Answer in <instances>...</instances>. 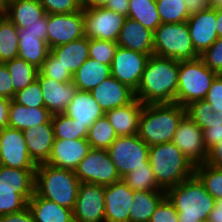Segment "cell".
I'll list each match as a JSON object with an SVG mask.
<instances>
[{
  "mask_svg": "<svg viewBox=\"0 0 222 222\" xmlns=\"http://www.w3.org/2000/svg\"><path fill=\"white\" fill-rule=\"evenodd\" d=\"M179 61L152 55L149 57L135 97L142 104L175 103Z\"/></svg>",
  "mask_w": 222,
  "mask_h": 222,
  "instance_id": "obj_1",
  "label": "cell"
},
{
  "mask_svg": "<svg viewBox=\"0 0 222 222\" xmlns=\"http://www.w3.org/2000/svg\"><path fill=\"white\" fill-rule=\"evenodd\" d=\"M186 107L177 103L144 104L138 136L148 145L172 142Z\"/></svg>",
  "mask_w": 222,
  "mask_h": 222,
  "instance_id": "obj_2",
  "label": "cell"
},
{
  "mask_svg": "<svg viewBox=\"0 0 222 222\" xmlns=\"http://www.w3.org/2000/svg\"><path fill=\"white\" fill-rule=\"evenodd\" d=\"M165 192L178 211L179 222H207L216 201L195 174Z\"/></svg>",
  "mask_w": 222,
  "mask_h": 222,
  "instance_id": "obj_3",
  "label": "cell"
},
{
  "mask_svg": "<svg viewBox=\"0 0 222 222\" xmlns=\"http://www.w3.org/2000/svg\"><path fill=\"white\" fill-rule=\"evenodd\" d=\"M148 159L157 184L165 191L195 173V166L173 142L149 146Z\"/></svg>",
  "mask_w": 222,
  "mask_h": 222,
  "instance_id": "obj_4",
  "label": "cell"
},
{
  "mask_svg": "<svg viewBox=\"0 0 222 222\" xmlns=\"http://www.w3.org/2000/svg\"><path fill=\"white\" fill-rule=\"evenodd\" d=\"M80 181L75 172L42 163L35 171V193L73 210Z\"/></svg>",
  "mask_w": 222,
  "mask_h": 222,
  "instance_id": "obj_5",
  "label": "cell"
},
{
  "mask_svg": "<svg viewBox=\"0 0 222 222\" xmlns=\"http://www.w3.org/2000/svg\"><path fill=\"white\" fill-rule=\"evenodd\" d=\"M216 75L200 58L179 61L175 103L186 107L191 102L205 99Z\"/></svg>",
  "mask_w": 222,
  "mask_h": 222,
  "instance_id": "obj_6",
  "label": "cell"
},
{
  "mask_svg": "<svg viewBox=\"0 0 222 222\" xmlns=\"http://www.w3.org/2000/svg\"><path fill=\"white\" fill-rule=\"evenodd\" d=\"M154 55L177 61L199 58L190 37L187 21L182 23H162L153 32Z\"/></svg>",
  "mask_w": 222,
  "mask_h": 222,
  "instance_id": "obj_7",
  "label": "cell"
},
{
  "mask_svg": "<svg viewBox=\"0 0 222 222\" xmlns=\"http://www.w3.org/2000/svg\"><path fill=\"white\" fill-rule=\"evenodd\" d=\"M107 151L121 179L138 167L150 165L149 146L138 134L117 137Z\"/></svg>",
  "mask_w": 222,
  "mask_h": 222,
  "instance_id": "obj_8",
  "label": "cell"
},
{
  "mask_svg": "<svg viewBox=\"0 0 222 222\" xmlns=\"http://www.w3.org/2000/svg\"><path fill=\"white\" fill-rule=\"evenodd\" d=\"M80 182L108 186L121 179L105 149L91 148L74 170Z\"/></svg>",
  "mask_w": 222,
  "mask_h": 222,
  "instance_id": "obj_9",
  "label": "cell"
},
{
  "mask_svg": "<svg viewBox=\"0 0 222 222\" xmlns=\"http://www.w3.org/2000/svg\"><path fill=\"white\" fill-rule=\"evenodd\" d=\"M85 36L88 39L118 41L126 16L107 9H83Z\"/></svg>",
  "mask_w": 222,
  "mask_h": 222,
  "instance_id": "obj_10",
  "label": "cell"
},
{
  "mask_svg": "<svg viewBox=\"0 0 222 222\" xmlns=\"http://www.w3.org/2000/svg\"><path fill=\"white\" fill-rule=\"evenodd\" d=\"M149 57L147 54L118 46L110 66L111 75L136 91Z\"/></svg>",
  "mask_w": 222,
  "mask_h": 222,
  "instance_id": "obj_11",
  "label": "cell"
},
{
  "mask_svg": "<svg viewBox=\"0 0 222 222\" xmlns=\"http://www.w3.org/2000/svg\"><path fill=\"white\" fill-rule=\"evenodd\" d=\"M72 211L74 222H105L104 186L80 182Z\"/></svg>",
  "mask_w": 222,
  "mask_h": 222,
  "instance_id": "obj_12",
  "label": "cell"
},
{
  "mask_svg": "<svg viewBox=\"0 0 222 222\" xmlns=\"http://www.w3.org/2000/svg\"><path fill=\"white\" fill-rule=\"evenodd\" d=\"M172 142L194 166L205 163L208 151L203 130L187 114L178 124Z\"/></svg>",
  "mask_w": 222,
  "mask_h": 222,
  "instance_id": "obj_13",
  "label": "cell"
},
{
  "mask_svg": "<svg viewBox=\"0 0 222 222\" xmlns=\"http://www.w3.org/2000/svg\"><path fill=\"white\" fill-rule=\"evenodd\" d=\"M85 36L83 9L67 14H48L47 43L51 48Z\"/></svg>",
  "mask_w": 222,
  "mask_h": 222,
  "instance_id": "obj_14",
  "label": "cell"
},
{
  "mask_svg": "<svg viewBox=\"0 0 222 222\" xmlns=\"http://www.w3.org/2000/svg\"><path fill=\"white\" fill-rule=\"evenodd\" d=\"M0 165L17 169H36L30 158L23 132L5 127L1 130Z\"/></svg>",
  "mask_w": 222,
  "mask_h": 222,
  "instance_id": "obj_15",
  "label": "cell"
},
{
  "mask_svg": "<svg viewBox=\"0 0 222 222\" xmlns=\"http://www.w3.org/2000/svg\"><path fill=\"white\" fill-rule=\"evenodd\" d=\"M186 114L203 130L207 151L222 140V114L215 113L205 99L191 102L186 106Z\"/></svg>",
  "mask_w": 222,
  "mask_h": 222,
  "instance_id": "obj_16",
  "label": "cell"
},
{
  "mask_svg": "<svg viewBox=\"0 0 222 222\" xmlns=\"http://www.w3.org/2000/svg\"><path fill=\"white\" fill-rule=\"evenodd\" d=\"M216 9L209 6L187 19L190 37L196 53L200 56L218 39Z\"/></svg>",
  "mask_w": 222,
  "mask_h": 222,
  "instance_id": "obj_17",
  "label": "cell"
},
{
  "mask_svg": "<svg viewBox=\"0 0 222 222\" xmlns=\"http://www.w3.org/2000/svg\"><path fill=\"white\" fill-rule=\"evenodd\" d=\"M134 191L120 179L104 186L105 222H129Z\"/></svg>",
  "mask_w": 222,
  "mask_h": 222,
  "instance_id": "obj_18",
  "label": "cell"
},
{
  "mask_svg": "<svg viewBox=\"0 0 222 222\" xmlns=\"http://www.w3.org/2000/svg\"><path fill=\"white\" fill-rule=\"evenodd\" d=\"M37 79L43 94L45 108L52 114H63L67 106L78 91V88L71 82H58L49 77H44L38 72Z\"/></svg>",
  "mask_w": 222,
  "mask_h": 222,
  "instance_id": "obj_19",
  "label": "cell"
},
{
  "mask_svg": "<svg viewBox=\"0 0 222 222\" xmlns=\"http://www.w3.org/2000/svg\"><path fill=\"white\" fill-rule=\"evenodd\" d=\"M90 149L87 139H54L46 164L74 171Z\"/></svg>",
  "mask_w": 222,
  "mask_h": 222,
  "instance_id": "obj_20",
  "label": "cell"
},
{
  "mask_svg": "<svg viewBox=\"0 0 222 222\" xmlns=\"http://www.w3.org/2000/svg\"><path fill=\"white\" fill-rule=\"evenodd\" d=\"M90 93L104 112L125 106L136 98L134 90L120 83L112 75L92 89Z\"/></svg>",
  "mask_w": 222,
  "mask_h": 222,
  "instance_id": "obj_21",
  "label": "cell"
},
{
  "mask_svg": "<svg viewBox=\"0 0 222 222\" xmlns=\"http://www.w3.org/2000/svg\"><path fill=\"white\" fill-rule=\"evenodd\" d=\"M22 132L30 158L36 165L46 163L55 139L52 121L32 126Z\"/></svg>",
  "mask_w": 222,
  "mask_h": 222,
  "instance_id": "obj_22",
  "label": "cell"
},
{
  "mask_svg": "<svg viewBox=\"0 0 222 222\" xmlns=\"http://www.w3.org/2000/svg\"><path fill=\"white\" fill-rule=\"evenodd\" d=\"M153 32L142 24L126 18L117 41L119 47L152 56L154 54Z\"/></svg>",
  "mask_w": 222,
  "mask_h": 222,
  "instance_id": "obj_23",
  "label": "cell"
},
{
  "mask_svg": "<svg viewBox=\"0 0 222 222\" xmlns=\"http://www.w3.org/2000/svg\"><path fill=\"white\" fill-rule=\"evenodd\" d=\"M143 105L137 98L131 103L105 112L117 136L137 135Z\"/></svg>",
  "mask_w": 222,
  "mask_h": 222,
  "instance_id": "obj_24",
  "label": "cell"
},
{
  "mask_svg": "<svg viewBox=\"0 0 222 222\" xmlns=\"http://www.w3.org/2000/svg\"><path fill=\"white\" fill-rule=\"evenodd\" d=\"M1 10L18 29L29 27L45 14L39 0H8Z\"/></svg>",
  "mask_w": 222,
  "mask_h": 222,
  "instance_id": "obj_25",
  "label": "cell"
},
{
  "mask_svg": "<svg viewBox=\"0 0 222 222\" xmlns=\"http://www.w3.org/2000/svg\"><path fill=\"white\" fill-rule=\"evenodd\" d=\"M65 114L89 128L97 119L103 117L105 112L89 91L78 90Z\"/></svg>",
  "mask_w": 222,
  "mask_h": 222,
  "instance_id": "obj_26",
  "label": "cell"
},
{
  "mask_svg": "<svg viewBox=\"0 0 222 222\" xmlns=\"http://www.w3.org/2000/svg\"><path fill=\"white\" fill-rule=\"evenodd\" d=\"M52 114L45 107H27L10 100L8 108V127L21 131L35 125L49 123Z\"/></svg>",
  "mask_w": 222,
  "mask_h": 222,
  "instance_id": "obj_27",
  "label": "cell"
},
{
  "mask_svg": "<svg viewBox=\"0 0 222 222\" xmlns=\"http://www.w3.org/2000/svg\"><path fill=\"white\" fill-rule=\"evenodd\" d=\"M50 52L65 70L72 75L89 58V39L84 36L61 46L53 47Z\"/></svg>",
  "mask_w": 222,
  "mask_h": 222,
  "instance_id": "obj_28",
  "label": "cell"
},
{
  "mask_svg": "<svg viewBox=\"0 0 222 222\" xmlns=\"http://www.w3.org/2000/svg\"><path fill=\"white\" fill-rule=\"evenodd\" d=\"M28 208L35 222H74L71 209L39 197L36 193L28 200Z\"/></svg>",
  "mask_w": 222,
  "mask_h": 222,
  "instance_id": "obj_29",
  "label": "cell"
},
{
  "mask_svg": "<svg viewBox=\"0 0 222 222\" xmlns=\"http://www.w3.org/2000/svg\"><path fill=\"white\" fill-rule=\"evenodd\" d=\"M18 38V58L40 69L50 53L47 40L42 35L24 34L21 29H18Z\"/></svg>",
  "mask_w": 222,
  "mask_h": 222,
  "instance_id": "obj_30",
  "label": "cell"
},
{
  "mask_svg": "<svg viewBox=\"0 0 222 222\" xmlns=\"http://www.w3.org/2000/svg\"><path fill=\"white\" fill-rule=\"evenodd\" d=\"M110 66L89 57L74 73L73 83L78 90L90 92L111 76Z\"/></svg>",
  "mask_w": 222,
  "mask_h": 222,
  "instance_id": "obj_31",
  "label": "cell"
},
{
  "mask_svg": "<svg viewBox=\"0 0 222 222\" xmlns=\"http://www.w3.org/2000/svg\"><path fill=\"white\" fill-rule=\"evenodd\" d=\"M165 197V191H134L129 222H149L156 207Z\"/></svg>",
  "mask_w": 222,
  "mask_h": 222,
  "instance_id": "obj_32",
  "label": "cell"
},
{
  "mask_svg": "<svg viewBox=\"0 0 222 222\" xmlns=\"http://www.w3.org/2000/svg\"><path fill=\"white\" fill-rule=\"evenodd\" d=\"M127 18L139 22L152 32L162 24L156 0H130Z\"/></svg>",
  "mask_w": 222,
  "mask_h": 222,
  "instance_id": "obj_33",
  "label": "cell"
},
{
  "mask_svg": "<svg viewBox=\"0 0 222 222\" xmlns=\"http://www.w3.org/2000/svg\"><path fill=\"white\" fill-rule=\"evenodd\" d=\"M18 28L5 16L0 17V63L18 58Z\"/></svg>",
  "mask_w": 222,
  "mask_h": 222,
  "instance_id": "obj_34",
  "label": "cell"
},
{
  "mask_svg": "<svg viewBox=\"0 0 222 222\" xmlns=\"http://www.w3.org/2000/svg\"><path fill=\"white\" fill-rule=\"evenodd\" d=\"M34 193L35 188L0 187V216L25 209Z\"/></svg>",
  "mask_w": 222,
  "mask_h": 222,
  "instance_id": "obj_35",
  "label": "cell"
},
{
  "mask_svg": "<svg viewBox=\"0 0 222 222\" xmlns=\"http://www.w3.org/2000/svg\"><path fill=\"white\" fill-rule=\"evenodd\" d=\"M4 64L12 78L13 97L17 91L24 89L37 79L39 69L23 59L15 58Z\"/></svg>",
  "mask_w": 222,
  "mask_h": 222,
  "instance_id": "obj_36",
  "label": "cell"
},
{
  "mask_svg": "<svg viewBox=\"0 0 222 222\" xmlns=\"http://www.w3.org/2000/svg\"><path fill=\"white\" fill-rule=\"evenodd\" d=\"M51 121L55 139H87L89 128L65 113L52 115Z\"/></svg>",
  "mask_w": 222,
  "mask_h": 222,
  "instance_id": "obj_37",
  "label": "cell"
},
{
  "mask_svg": "<svg viewBox=\"0 0 222 222\" xmlns=\"http://www.w3.org/2000/svg\"><path fill=\"white\" fill-rule=\"evenodd\" d=\"M117 137L114 128L104 115L89 127L87 141L91 148L107 150Z\"/></svg>",
  "mask_w": 222,
  "mask_h": 222,
  "instance_id": "obj_38",
  "label": "cell"
},
{
  "mask_svg": "<svg viewBox=\"0 0 222 222\" xmlns=\"http://www.w3.org/2000/svg\"><path fill=\"white\" fill-rule=\"evenodd\" d=\"M36 169H17L0 165V187L35 188Z\"/></svg>",
  "mask_w": 222,
  "mask_h": 222,
  "instance_id": "obj_39",
  "label": "cell"
},
{
  "mask_svg": "<svg viewBox=\"0 0 222 222\" xmlns=\"http://www.w3.org/2000/svg\"><path fill=\"white\" fill-rule=\"evenodd\" d=\"M122 180L133 191H165L157 184L150 165L134 169L125 175Z\"/></svg>",
  "mask_w": 222,
  "mask_h": 222,
  "instance_id": "obj_40",
  "label": "cell"
},
{
  "mask_svg": "<svg viewBox=\"0 0 222 222\" xmlns=\"http://www.w3.org/2000/svg\"><path fill=\"white\" fill-rule=\"evenodd\" d=\"M161 23H182L190 13L184 0H156Z\"/></svg>",
  "mask_w": 222,
  "mask_h": 222,
  "instance_id": "obj_41",
  "label": "cell"
},
{
  "mask_svg": "<svg viewBox=\"0 0 222 222\" xmlns=\"http://www.w3.org/2000/svg\"><path fill=\"white\" fill-rule=\"evenodd\" d=\"M194 174L200 179L207 192L215 200L222 198V169L203 163L195 166Z\"/></svg>",
  "mask_w": 222,
  "mask_h": 222,
  "instance_id": "obj_42",
  "label": "cell"
},
{
  "mask_svg": "<svg viewBox=\"0 0 222 222\" xmlns=\"http://www.w3.org/2000/svg\"><path fill=\"white\" fill-rule=\"evenodd\" d=\"M15 103L27 107H45L43 94L38 79L24 89L17 91L12 99Z\"/></svg>",
  "mask_w": 222,
  "mask_h": 222,
  "instance_id": "obj_43",
  "label": "cell"
},
{
  "mask_svg": "<svg viewBox=\"0 0 222 222\" xmlns=\"http://www.w3.org/2000/svg\"><path fill=\"white\" fill-rule=\"evenodd\" d=\"M117 47L116 42L89 39V57L105 65H111Z\"/></svg>",
  "mask_w": 222,
  "mask_h": 222,
  "instance_id": "obj_44",
  "label": "cell"
},
{
  "mask_svg": "<svg viewBox=\"0 0 222 222\" xmlns=\"http://www.w3.org/2000/svg\"><path fill=\"white\" fill-rule=\"evenodd\" d=\"M39 72L44 77L52 78L58 82H71L73 81V75L65 70L64 66L58 62L56 57L50 52L43 62Z\"/></svg>",
  "mask_w": 222,
  "mask_h": 222,
  "instance_id": "obj_45",
  "label": "cell"
},
{
  "mask_svg": "<svg viewBox=\"0 0 222 222\" xmlns=\"http://www.w3.org/2000/svg\"><path fill=\"white\" fill-rule=\"evenodd\" d=\"M46 14H67L82 10L81 0H39Z\"/></svg>",
  "mask_w": 222,
  "mask_h": 222,
  "instance_id": "obj_46",
  "label": "cell"
},
{
  "mask_svg": "<svg viewBox=\"0 0 222 222\" xmlns=\"http://www.w3.org/2000/svg\"><path fill=\"white\" fill-rule=\"evenodd\" d=\"M199 58L217 75H222V37H218L213 45L204 51Z\"/></svg>",
  "mask_w": 222,
  "mask_h": 222,
  "instance_id": "obj_47",
  "label": "cell"
},
{
  "mask_svg": "<svg viewBox=\"0 0 222 222\" xmlns=\"http://www.w3.org/2000/svg\"><path fill=\"white\" fill-rule=\"evenodd\" d=\"M149 222H179L178 211L165 197L156 207Z\"/></svg>",
  "mask_w": 222,
  "mask_h": 222,
  "instance_id": "obj_48",
  "label": "cell"
},
{
  "mask_svg": "<svg viewBox=\"0 0 222 222\" xmlns=\"http://www.w3.org/2000/svg\"><path fill=\"white\" fill-rule=\"evenodd\" d=\"M215 113L222 114V75H216L205 97Z\"/></svg>",
  "mask_w": 222,
  "mask_h": 222,
  "instance_id": "obj_49",
  "label": "cell"
},
{
  "mask_svg": "<svg viewBox=\"0 0 222 222\" xmlns=\"http://www.w3.org/2000/svg\"><path fill=\"white\" fill-rule=\"evenodd\" d=\"M0 98L13 99L12 78L4 63H0Z\"/></svg>",
  "mask_w": 222,
  "mask_h": 222,
  "instance_id": "obj_50",
  "label": "cell"
},
{
  "mask_svg": "<svg viewBox=\"0 0 222 222\" xmlns=\"http://www.w3.org/2000/svg\"><path fill=\"white\" fill-rule=\"evenodd\" d=\"M48 14H44L37 22L21 29L24 34L42 35L47 40Z\"/></svg>",
  "mask_w": 222,
  "mask_h": 222,
  "instance_id": "obj_51",
  "label": "cell"
},
{
  "mask_svg": "<svg viewBox=\"0 0 222 222\" xmlns=\"http://www.w3.org/2000/svg\"><path fill=\"white\" fill-rule=\"evenodd\" d=\"M206 164L222 169V140L213 145L207 153Z\"/></svg>",
  "mask_w": 222,
  "mask_h": 222,
  "instance_id": "obj_52",
  "label": "cell"
},
{
  "mask_svg": "<svg viewBox=\"0 0 222 222\" xmlns=\"http://www.w3.org/2000/svg\"><path fill=\"white\" fill-rule=\"evenodd\" d=\"M0 222H35L28 206L18 212L0 216Z\"/></svg>",
  "mask_w": 222,
  "mask_h": 222,
  "instance_id": "obj_53",
  "label": "cell"
},
{
  "mask_svg": "<svg viewBox=\"0 0 222 222\" xmlns=\"http://www.w3.org/2000/svg\"><path fill=\"white\" fill-rule=\"evenodd\" d=\"M129 5L130 0H109L106 8L127 17L129 12Z\"/></svg>",
  "mask_w": 222,
  "mask_h": 222,
  "instance_id": "obj_54",
  "label": "cell"
},
{
  "mask_svg": "<svg viewBox=\"0 0 222 222\" xmlns=\"http://www.w3.org/2000/svg\"><path fill=\"white\" fill-rule=\"evenodd\" d=\"M184 1L186 3L190 15L198 13L199 11H202L210 6L209 0H184Z\"/></svg>",
  "mask_w": 222,
  "mask_h": 222,
  "instance_id": "obj_55",
  "label": "cell"
},
{
  "mask_svg": "<svg viewBox=\"0 0 222 222\" xmlns=\"http://www.w3.org/2000/svg\"><path fill=\"white\" fill-rule=\"evenodd\" d=\"M10 100L0 98V130L8 126V108Z\"/></svg>",
  "mask_w": 222,
  "mask_h": 222,
  "instance_id": "obj_56",
  "label": "cell"
},
{
  "mask_svg": "<svg viewBox=\"0 0 222 222\" xmlns=\"http://www.w3.org/2000/svg\"><path fill=\"white\" fill-rule=\"evenodd\" d=\"M207 222H222V198L215 201L214 208L209 213Z\"/></svg>",
  "mask_w": 222,
  "mask_h": 222,
  "instance_id": "obj_57",
  "label": "cell"
},
{
  "mask_svg": "<svg viewBox=\"0 0 222 222\" xmlns=\"http://www.w3.org/2000/svg\"><path fill=\"white\" fill-rule=\"evenodd\" d=\"M109 0H81L82 9L106 7Z\"/></svg>",
  "mask_w": 222,
  "mask_h": 222,
  "instance_id": "obj_58",
  "label": "cell"
},
{
  "mask_svg": "<svg viewBox=\"0 0 222 222\" xmlns=\"http://www.w3.org/2000/svg\"><path fill=\"white\" fill-rule=\"evenodd\" d=\"M216 18H217V24H216V31L218 37H222V9H216Z\"/></svg>",
  "mask_w": 222,
  "mask_h": 222,
  "instance_id": "obj_59",
  "label": "cell"
},
{
  "mask_svg": "<svg viewBox=\"0 0 222 222\" xmlns=\"http://www.w3.org/2000/svg\"><path fill=\"white\" fill-rule=\"evenodd\" d=\"M209 4L215 9H222V0H209Z\"/></svg>",
  "mask_w": 222,
  "mask_h": 222,
  "instance_id": "obj_60",
  "label": "cell"
},
{
  "mask_svg": "<svg viewBox=\"0 0 222 222\" xmlns=\"http://www.w3.org/2000/svg\"><path fill=\"white\" fill-rule=\"evenodd\" d=\"M5 5V0H0V9Z\"/></svg>",
  "mask_w": 222,
  "mask_h": 222,
  "instance_id": "obj_61",
  "label": "cell"
},
{
  "mask_svg": "<svg viewBox=\"0 0 222 222\" xmlns=\"http://www.w3.org/2000/svg\"><path fill=\"white\" fill-rule=\"evenodd\" d=\"M0 152H1V130H0Z\"/></svg>",
  "mask_w": 222,
  "mask_h": 222,
  "instance_id": "obj_62",
  "label": "cell"
},
{
  "mask_svg": "<svg viewBox=\"0 0 222 222\" xmlns=\"http://www.w3.org/2000/svg\"><path fill=\"white\" fill-rule=\"evenodd\" d=\"M3 15V12H2V10L0 9V17Z\"/></svg>",
  "mask_w": 222,
  "mask_h": 222,
  "instance_id": "obj_63",
  "label": "cell"
}]
</instances>
